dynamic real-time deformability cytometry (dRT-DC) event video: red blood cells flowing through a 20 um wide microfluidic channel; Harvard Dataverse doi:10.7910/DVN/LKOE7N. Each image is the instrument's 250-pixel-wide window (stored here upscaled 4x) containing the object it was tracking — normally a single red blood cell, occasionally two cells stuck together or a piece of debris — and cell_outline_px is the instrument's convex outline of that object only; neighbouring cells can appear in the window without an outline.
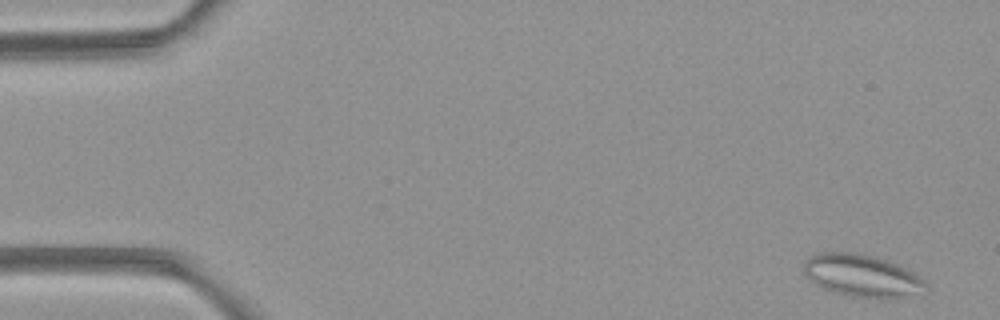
{"species": "common noctule bat (a hibernating species)", "species_latin": "Nyctalus noctula", "temperature_condition": "room temperature", "stored_images_in_passage": 7, "camera_frame_rate_fps": 3000, "um_per_image_px": 0.085, "animal": {"sex": "female", "body_mass_g": 21.9}, "frame": {"image": 1, "passage_image": 1, "time_ms": 0.0, "image_size_px": [1000, 320], "cell_outline_px": [[928, 292], [896, 300], [880, 300], [852, 296], [832, 292], [816, 284], [804, 272], [804, 260], [808, 256], [816, 252], [852, 252], [884, 260], [896, 264], [920, 276], [928, 284]], "centroid_in_image_um": [73.34, 23.48], "position_along_channel_um": 11.7, "area_um2": 30.69}}
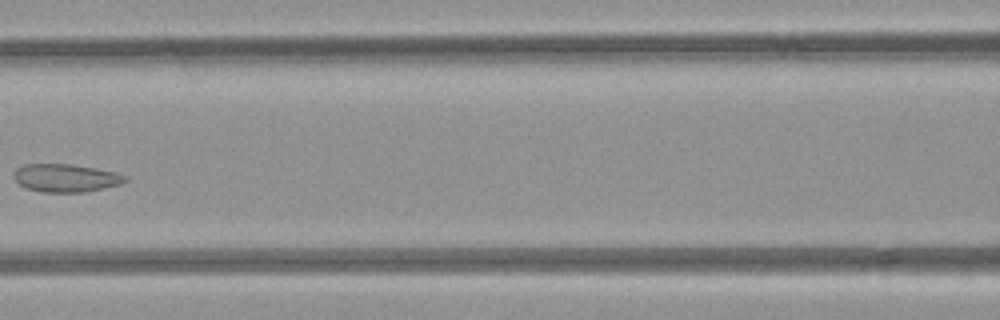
{"frame": {"image": 2, "passage_image": 7, "time_ms": 7.0, "image_size_px": [1000, 320], "cell_outline_px": [[128, 180], [120, 184], [104, 188], [84, 192], [40, 192], [28, 188], [20, 184], [12, 176], [16, 168], [24, 164], [72, 164], [96, 168], [116, 172], [128, 176]], "centroid_in_image_um": [5.61, 15.12], "position_along_channel_um": 161.0, "area_um2": 18.26}}